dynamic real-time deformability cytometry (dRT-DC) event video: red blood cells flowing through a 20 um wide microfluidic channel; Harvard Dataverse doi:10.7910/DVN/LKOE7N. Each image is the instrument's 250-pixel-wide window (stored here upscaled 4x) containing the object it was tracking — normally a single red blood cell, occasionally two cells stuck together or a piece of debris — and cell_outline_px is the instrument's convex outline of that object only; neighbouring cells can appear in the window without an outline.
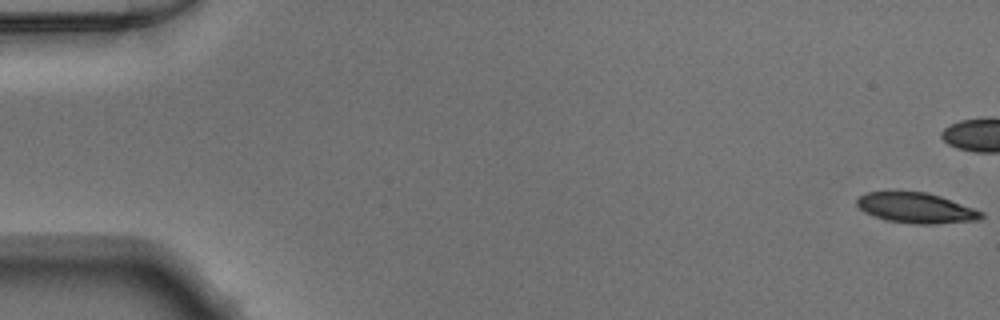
{"species": "Egyptian fruit bat (a non-hibernating species)", "species_latin": "Rousettus aegyptiacus", "temperature_condition": "warm", "stored_images_in_passage": 51, "camera_frame_rate_fps": 3000, "um_per_image_px": 0.085, "animal": {"sex": "male"}, "frame": {"image": 1, "passage_image": 1, "time_ms": 0.0, "image_size_px": [1000, 320], "cell_outline_px": [[984, 216], [980, 220], [932, 224], [912, 224], [888, 220], [872, 216], [860, 208], [856, 204], [856, 200], [864, 192], [888, 188], [892, 188], [924, 192], [940, 196], [984, 212]], "centroid_in_image_um": [77.79, 17.62], "position_along_channel_um": 7.2, "area_um2": 22.77}}
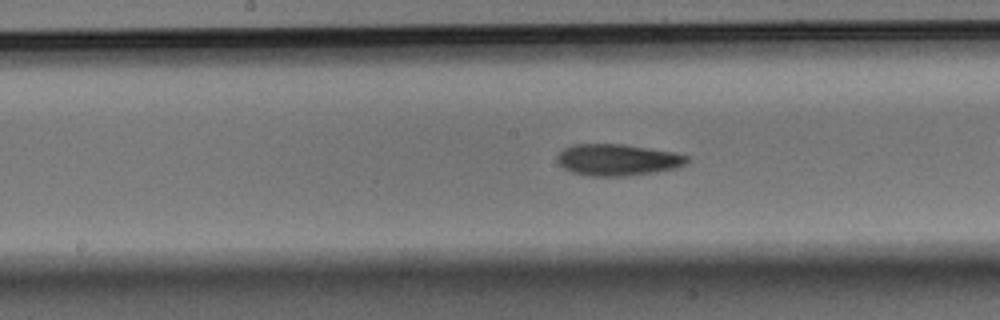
{"frame": {"image": 2, "passage_image": 26, "time_ms": 8.333, "image_size_px": [1000, 320], "cell_outline_px": [[688, 160], [684, 164], [676, 168], [656, 172], [624, 176], [592, 176], [572, 172], [564, 168], [556, 160], [556, 156], [564, 148], [572, 144], [624, 144], [672, 152], [688, 156]], "centroid_in_image_um": [52.46, 13.58], "position_along_channel_um": 195.7, "area_um2": 23.76}}
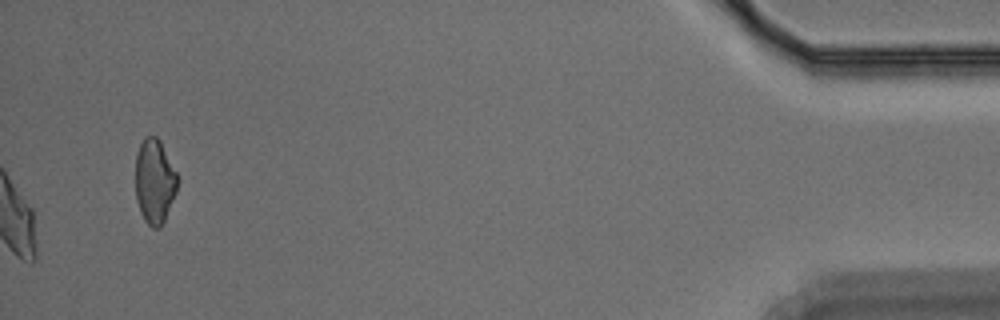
{"frame": {"image": 3, "passage_image": 51, "time_ms": 16.667, "image_size_px": [1000, 320], "cell_outline_px": [[180, 180], [176, 192], [164, 220], [160, 228], [152, 228], [144, 220], [140, 212], [136, 200], [136, 152], [144, 136], [156, 136], [160, 140]], "centroid_in_image_um": [13.14, 15.41], "position_along_channel_um": 422.1, "area_um2": 20.81}}